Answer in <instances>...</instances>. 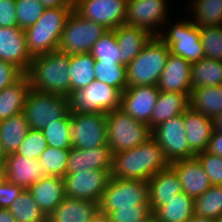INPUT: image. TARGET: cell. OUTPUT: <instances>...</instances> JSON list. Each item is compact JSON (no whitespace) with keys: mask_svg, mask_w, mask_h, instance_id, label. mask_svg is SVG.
I'll return each mask as SVG.
<instances>
[{"mask_svg":"<svg viewBox=\"0 0 222 222\" xmlns=\"http://www.w3.org/2000/svg\"><path fill=\"white\" fill-rule=\"evenodd\" d=\"M169 55V47L158 36H152L142 51L126 65L127 87L157 86Z\"/></svg>","mask_w":222,"mask_h":222,"instance_id":"4","label":"cell"},{"mask_svg":"<svg viewBox=\"0 0 222 222\" xmlns=\"http://www.w3.org/2000/svg\"><path fill=\"white\" fill-rule=\"evenodd\" d=\"M70 58V54L60 50L33 57L26 73L30 88L68 97L71 93Z\"/></svg>","mask_w":222,"mask_h":222,"instance_id":"2","label":"cell"},{"mask_svg":"<svg viewBox=\"0 0 222 222\" xmlns=\"http://www.w3.org/2000/svg\"><path fill=\"white\" fill-rule=\"evenodd\" d=\"M28 190L40 209L48 216L65 198L64 178L45 176Z\"/></svg>","mask_w":222,"mask_h":222,"instance_id":"25","label":"cell"},{"mask_svg":"<svg viewBox=\"0 0 222 222\" xmlns=\"http://www.w3.org/2000/svg\"><path fill=\"white\" fill-rule=\"evenodd\" d=\"M193 23L199 28L222 25V0H194Z\"/></svg>","mask_w":222,"mask_h":222,"instance_id":"37","label":"cell"},{"mask_svg":"<svg viewBox=\"0 0 222 222\" xmlns=\"http://www.w3.org/2000/svg\"><path fill=\"white\" fill-rule=\"evenodd\" d=\"M29 130L24 113L0 121V143L6 155L16 153Z\"/></svg>","mask_w":222,"mask_h":222,"instance_id":"30","label":"cell"},{"mask_svg":"<svg viewBox=\"0 0 222 222\" xmlns=\"http://www.w3.org/2000/svg\"><path fill=\"white\" fill-rule=\"evenodd\" d=\"M110 177L111 171L93 169L66 174L64 176L65 196L98 203Z\"/></svg>","mask_w":222,"mask_h":222,"instance_id":"14","label":"cell"},{"mask_svg":"<svg viewBox=\"0 0 222 222\" xmlns=\"http://www.w3.org/2000/svg\"><path fill=\"white\" fill-rule=\"evenodd\" d=\"M160 90L157 86L127 87L121 93L120 108L133 119L149 126Z\"/></svg>","mask_w":222,"mask_h":222,"instance_id":"16","label":"cell"},{"mask_svg":"<svg viewBox=\"0 0 222 222\" xmlns=\"http://www.w3.org/2000/svg\"><path fill=\"white\" fill-rule=\"evenodd\" d=\"M216 222H222V214L216 219Z\"/></svg>","mask_w":222,"mask_h":222,"instance_id":"58","label":"cell"},{"mask_svg":"<svg viewBox=\"0 0 222 222\" xmlns=\"http://www.w3.org/2000/svg\"><path fill=\"white\" fill-rule=\"evenodd\" d=\"M150 212L149 205H135L133 208H117L108 216L111 222H141Z\"/></svg>","mask_w":222,"mask_h":222,"instance_id":"45","label":"cell"},{"mask_svg":"<svg viewBox=\"0 0 222 222\" xmlns=\"http://www.w3.org/2000/svg\"><path fill=\"white\" fill-rule=\"evenodd\" d=\"M3 168L5 179L23 189H29L34 183L46 176L39 160L16 153L6 155Z\"/></svg>","mask_w":222,"mask_h":222,"instance_id":"19","label":"cell"},{"mask_svg":"<svg viewBox=\"0 0 222 222\" xmlns=\"http://www.w3.org/2000/svg\"><path fill=\"white\" fill-rule=\"evenodd\" d=\"M169 166L162 148L151 137L144 144L113 154L111 177L148 181Z\"/></svg>","mask_w":222,"mask_h":222,"instance_id":"1","label":"cell"},{"mask_svg":"<svg viewBox=\"0 0 222 222\" xmlns=\"http://www.w3.org/2000/svg\"><path fill=\"white\" fill-rule=\"evenodd\" d=\"M73 9L74 5L45 8L36 23L24 30L32 57L58 50L62 31Z\"/></svg>","mask_w":222,"mask_h":222,"instance_id":"3","label":"cell"},{"mask_svg":"<svg viewBox=\"0 0 222 222\" xmlns=\"http://www.w3.org/2000/svg\"><path fill=\"white\" fill-rule=\"evenodd\" d=\"M0 222H16L9 209L0 208Z\"/></svg>","mask_w":222,"mask_h":222,"instance_id":"51","label":"cell"},{"mask_svg":"<svg viewBox=\"0 0 222 222\" xmlns=\"http://www.w3.org/2000/svg\"><path fill=\"white\" fill-rule=\"evenodd\" d=\"M189 108L214 118L222 113V85L194 88L189 95Z\"/></svg>","mask_w":222,"mask_h":222,"instance_id":"29","label":"cell"},{"mask_svg":"<svg viewBox=\"0 0 222 222\" xmlns=\"http://www.w3.org/2000/svg\"><path fill=\"white\" fill-rule=\"evenodd\" d=\"M128 0H74V10L83 18L114 30L125 23Z\"/></svg>","mask_w":222,"mask_h":222,"instance_id":"13","label":"cell"},{"mask_svg":"<svg viewBox=\"0 0 222 222\" xmlns=\"http://www.w3.org/2000/svg\"><path fill=\"white\" fill-rule=\"evenodd\" d=\"M70 112L107 113L120 108L121 93L101 81H93L89 86L74 90L68 96Z\"/></svg>","mask_w":222,"mask_h":222,"instance_id":"9","label":"cell"},{"mask_svg":"<svg viewBox=\"0 0 222 222\" xmlns=\"http://www.w3.org/2000/svg\"><path fill=\"white\" fill-rule=\"evenodd\" d=\"M23 74L15 65L0 60V91L17 81Z\"/></svg>","mask_w":222,"mask_h":222,"instance_id":"47","label":"cell"},{"mask_svg":"<svg viewBox=\"0 0 222 222\" xmlns=\"http://www.w3.org/2000/svg\"><path fill=\"white\" fill-rule=\"evenodd\" d=\"M95 80L116 88L122 93L127 88L126 65L123 63L95 61Z\"/></svg>","mask_w":222,"mask_h":222,"instance_id":"36","label":"cell"},{"mask_svg":"<svg viewBox=\"0 0 222 222\" xmlns=\"http://www.w3.org/2000/svg\"><path fill=\"white\" fill-rule=\"evenodd\" d=\"M135 205H149L147 181L110 177L98 202V211L109 215L117 208H133Z\"/></svg>","mask_w":222,"mask_h":222,"instance_id":"7","label":"cell"},{"mask_svg":"<svg viewBox=\"0 0 222 222\" xmlns=\"http://www.w3.org/2000/svg\"><path fill=\"white\" fill-rule=\"evenodd\" d=\"M155 214L160 222H187L194 215V199L184 192L178 193Z\"/></svg>","mask_w":222,"mask_h":222,"instance_id":"32","label":"cell"},{"mask_svg":"<svg viewBox=\"0 0 222 222\" xmlns=\"http://www.w3.org/2000/svg\"><path fill=\"white\" fill-rule=\"evenodd\" d=\"M70 127L71 112H69L64 118L47 125V127L42 130L47 141V146L70 150L73 147L70 139Z\"/></svg>","mask_w":222,"mask_h":222,"instance_id":"38","label":"cell"},{"mask_svg":"<svg viewBox=\"0 0 222 222\" xmlns=\"http://www.w3.org/2000/svg\"><path fill=\"white\" fill-rule=\"evenodd\" d=\"M90 222H111V219L107 214L97 211Z\"/></svg>","mask_w":222,"mask_h":222,"instance_id":"52","label":"cell"},{"mask_svg":"<svg viewBox=\"0 0 222 222\" xmlns=\"http://www.w3.org/2000/svg\"><path fill=\"white\" fill-rule=\"evenodd\" d=\"M192 89L222 85V61L202 58L191 66Z\"/></svg>","mask_w":222,"mask_h":222,"instance_id":"31","label":"cell"},{"mask_svg":"<svg viewBox=\"0 0 222 222\" xmlns=\"http://www.w3.org/2000/svg\"><path fill=\"white\" fill-rule=\"evenodd\" d=\"M5 159H6V154L4 153L2 145L0 143V167L4 166Z\"/></svg>","mask_w":222,"mask_h":222,"instance_id":"56","label":"cell"},{"mask_svg":"<svg viewBox=\"0 0 222 222\" xmlns=\"http://www.w3.org/2000/svg\"><path fill=\"white\" fill-rule=\"evenodd\" d=\"M108 146L113 154L144 144L152 137L149 126L121 108L106 113Z\"/></svg>","mask_w":222,"mask_h":222,"instance_id":"5","label":"cell"},{"mask_svg":"<svg viewBox=\"0 0 222 222\" xmlns=\"http://www.w3.org/2000/svg\"><path fill=\"white\" fill-rule=\"evenodd\" d=\"M116 42L121 50V62L129 64L143 49L152 35L145 29L121 24L114 29Z\"/></svg>","mask_w":222,"mask_h":222,"instance_id":"26","label":"cell"},{"mask_svg":"<svg viewBox=\"0 0 222 222\" xmlns=\"http://www.w3.org/2000/svg\"><path fill=\"white\" fill-rule=\"evenodd\" d=\"M222 214V185H212L194 199V215L216 220Z\"/></svg>","mask_w":222,"mask_h":222,"instance_id":"35","label":"cell"},{"mask_svg":"<svg viewBox=\"0 0 222 222\" xmlns=\"http://www.w3.org/2000/svg\"><path fill=\"white\" fill-rule=\"evenodd\" d=\"M18 27L25 30L42 16L45 7L39 0H15Z\"/></svg>","mask_w":222,"mask_h":222,"instance_id":"42","label":"cell"},{"mask_svg":"<svg viewBox=\"0 0 222 222\" xmlns=\"http://www.w3.org/2000/svg\"><path fill=\"white\" fill-rule=\"evenodd\" d=\"M149 206L151 212H156L161 206L166 205V201L176 197L183 192L176 172L169 166L167 169L159 171L148 181Z\"/></svg>","mask_w":222,"mask_h":222,"instance_id":"22","label":"cell"},{"mask_svg":"<svg viewBox=\"0 0 222 222\" xmlns=\"http://www.w3.org/2000/svg\"><path fill=\"white\" fill-rule=\"evenodd\" d=\"M15 0H0V27H18Z\"/></svg>","mask_w":222,"mask_h":222,"instance_id":"46","label":"cell"},{"mask_svg":"<svg viewBox=\"0 0 222 222\" xmlns=\"http://www.w3.org/2000/svg\"><path fill=\"white\" fill-rule=\"evenodd\" d=\"M24 189L19 185L5 181L0 185V208L8 209L13 200L17 198Z\"/></svg>","mask_w":222,"mask_h":222,"instance_id":"48","label":"cell"},{"mask_svg":"<svg viewBox=\"0 0 222 222\" xmlns=\"http://www.w3.org/2000/svg\"><path fill=\"white\" fill-rule=\"evenodd\" d=\"M187 222H216V220L193 215Z\"/></svg>","mask_w":222,"mask_h":222,"instance_id":"54","label":"cell"},{"mask_svg":"<svg viewBox=\"0 0 222 222\" xmlns=\"http://www.w3.org/2000/svg\"><path fill=\"white\" fill-rule=\"evenodd\" d=\"M170 167L178 175L183 192L193 199L201 196L212 186L197 157L174 161L170 163Z\"/></svg>","mask_w":222,"mask_h":222,"instance_id":"18","label":"cell"},{"mask_svg":"<svg viewBox=\"0 0 222 222\" xmlns=\"http://www.w3.org/2000/svg\"><path fill=\"white\" fill-rule=\"evenodd\" d=\"M8 209L16 222H47V216L28 189H24Z\"/></svg>","mask_w":222,"mask_h":222,"instance_id":"34","label":"cell"},{"mask_svg":"<svg viewBox=\"0 0 222 222\" xmlns=\"http://www.w3.org/2000/svg\"><path fill=\"white\" fill-rule=\"evenodd\" d=\"M95 59L90 53L71 55L69 73L71 75V92L89 86L95 81Z\"/></svg>","mask_w":222,"mask_h":222,"instance_id":"33","label":"cell"},{"mask_svg":"<svg viewBox=\"0 0 222 222\" xmlns=\"http://www.w3.org/2000/svg\"><path fill=\"white\" fill-rule=\"evenodd\" d=\"M5 181V172L4 168L0 167V185Z\"/></svg>","mask_w":222,"mask_h":222,"instance_id":"57","label":"cell"},{"mask_svg":"<svg viewBox=\"0 0 222 222\" xmlns=\"http://www.w3.org/2000/svg\"><path fill=\"white\" fill-rule=\"evenodd\" d=\"M45 8L73 5L74 0H39Z\"/></svg>","mask_w":222,"mask_h":222,"instance_id":"50","label":"cell"},{"mask_svg":"<svg viewBox=\"0 0 222 222\" xmlns=\"http://www.w3.org/2000/svg\"><path fill=\"white\" fill-rule=\"evenodd\" d=\"M70 112L69 99L65 95L39 92L30 89L23 113L29 128L42 131L47 125L64 118Z\"/></svg>","mask_w":222,"mask_h":222,"instance_id":"6","label":"cell"},{"mask_svg":"<svg viewBox=\"0 0 222 222\" xmlns=\"http://www.w3.org/2000/svg\"><path fill=\"white\" fill-rule=\"evenodd\" d=\"M141 222H160V221L154 212H150L149 215Z\"/></svg>","mask_w":222,"mask_h":222,"instance_id":"55","label":"cell"},{"mask_svg":"<svg viewBox=\"0 0 222 222\" xmlns=\"http://www.w3.org/2000/svg\"><path fill=\"white\" fill-rule=\"evenodd\" d=\"M107 30L103 25L83 18L73 9L62 31L58 50L70 55L90 53Z\"/></svg>","mask_w":222,"mask_h":222,"instance_id":"8","label":"cell"},{"mask_svg":"<svg viewBox=\"0 0 222 222\" xmlns=\"http://www.w3.org/2000/svg\"><path fill=\"white\" fill-rule=\"evenodd\" d=\"M189 108V96L181 92L160 91L149 122L152 131L173 116L183 114Z\"/></svg>","mask_w":222,"mask_h":222,"instance_id":"27","label":"cell"},{"mask_svg":"<svg viewBox=\"0 0 222 222\" xmlns=\"http://www.w3.org/2000/svg\"><path fill=\"white\" fill-rule=\"evenodd\" d=\"M166 0H128L125 24L147 30L152 36L160 32L155 30L167 19Z\"/></svg>","mask_w":222,"mask_h":222,"instance_id":"15","label":"cell"},{"mask_svg":"<svg viewBox=\"0 0 222 222\" xmlns=\"http://www.w3.org/2000/svg\"><path fill=\"white\" fill-rule=\"evenodd\" d=\"M206 152L222 157V131H213Z\"/></svg>","mask_w":222,"mask_h":222,"instance_id":"49","label":"cell"},{"mask_svg":"<svg viewBox=\"0 0 222 222\" xmlns=\"http://www.w3.org/2000/svg\"><path fill=\"white\" fill-rule=\"evenodd\" d=\"M152 138L160 145L166 160L170 163L196 157L190 150L186 129L184 126V113L176 115L155 127Z\"/></svg>","mask_w":222,"mask_h":222,"instance_id":"10","label":"cell"},{"mask_svg":"<svg viewBox=\"0 0 222 222\" xmlns=\"http://www.w3.org/2000/svg\"><path fill=\"white\" fill-rule=\"evenodd\" d=\"M98 211V203L65 196L47 216V222H90Z\"/></svg>","mask_w":222,"mask_h":222,"instance_id":"24","label":"cell"},{"mask_svg":"<svg viewBox=\"0 0 222 222\" xmlns=\"http://www.w3.org/2000/svg\"><path fill=\"white\" fill-rule=\"evenodd\" d=\"M112 161L113 153L108 145L90 149L72 147L68 156L66 174L91 169L111 171Z\"/></svg>","mask_w":222,"mask_h":222,"instance_id":"21","label":"cell"},{"mask_svg":"<svg viewBox=\"0 0 222 222\" xmlns=\"http://www.w3.org/2000/svg\"><path fill=\"white\" fill-rule=\"evenodd\" d=\"M214 130L222 131V113L213 118Z\"/></svg>","mask_w":222,"mask_h":222,"instance_id":"53","label":"cell"},{"mask_svg":"<svg viewBox=\"0 0 222 222\" xmlns=\"http://www.w3.org/2000/svg\"><path fill=\"white\" fill-rule=\"evenodd\" d=\"M201 162L211 185H222V157L203 151L196 155Z\"/></svg>","mask_w":222,"mask_h":222,"instance_id":"44","label":"cell"},{"mask_svg":"<svg viewBox=\"0 0 222 222\" xmlns=\"http://www.w3.org/2000/svg\"><path fill=\"white\" fill-rule=\"evenodd\" d=\"M90 54L100 62L122 63L115 31L107 30L93 45Z\"/></svg>","mask_w":222,"mask_h":222,"instance_id":"40","label":"cell"},{"mask_svg":"<svg viewBox=\"0 0 222 222\" xmlns=\"http://www.w3.org/2000/svg\"><path fill=\"white\" fill-rule=\"evenodd\" d=\"M32 59L25 31L19 27H0V60L15 65L26 74Z\"/></svg>","mask_w":222,"mask_h":222,"instance_id":"17","label":"cell"},{"mask_svg":"<svg viewBox=\"0 0 222 222\" xmlns=\"http://www.w3.org/2000/svg\"><path fill=\"white\" fill-rule=\"evenodd\" d=\"M70 139L80 149L107 146L106 114L71 112Z\"/></svg>","mask_w":222,"mask_h":222,"instance_id":"11","label":"cell"},{"mask_svg":"<svg viewBox=\"0 0 222 222\" xmlns=\"http://www.w3.org/2000/svg\"><path fill=\"white\" fill-rule=\"evenodd\" d=\"M205 58L222 61V25L200 28Z\"/></svg>","mask_w":222,"mask_h":222,"instance_id":"41","label":"cell"},{"mask_svg":"<svg viewBox=\"0 0 222 222\" xmlns=\"http://www.w3.org/2000/svg\"><path fill=\"white\" fill-rule=\"evenodd\" d=\"M158 37L169 47L170 53L183 57L191 64L205 58L200 28L191 21H178L166 34H159Z\"/></svg>","mask_w":222,"mask_h":222,"instance_id":"12","label":"cell"},{"mask_svg":"<svg viewBox=\"0 0 222 222\" xmlns=\"http://www.w3.org/2000/svg\"><path fill=\"white\" fill-rule=\"evenodd\" d=\"M30 89L29 78L27 74H23L17 81L0 91V121L23 112Z\"/></svg>","mask_w":222,"mask_h":222,"instance_id":"28","label":"cell"},{"mask_svg":"<svg viewBox=\"0 0 222 222\" xmlns=\"http://www.w3.org/2000/svg\"><path fill=\"white\" fill-rule=\"evenodd\" d=\"M70 150L57 149L50 146L41 154L39 161L46 176L64 178Z\"/></svg>","mask_w":222,"mask_h":222,"instance_id":"39","label":"cell"},{"mask_svg":"<svg viewBox=\"0 0 222 222\" xmlns=\"http://www.w3.org/2000/svg\"><path fill=\"white\" fill-rule=\"evenodd\" d=\"M47 148V141L43 132L29 128L24 141L20 144L16 154L27 158L39 160L41 154Z\"/></svg>","mask_w":222,"mask_h":222,"instance_id":"43","label":"cell"},{"mask_svg":"<svg viewBox=\"0 0 222 222\" xmlns=\"http://www.w3.org/2000/svg\"><path fill=\"white\" fill-rule=\"evenodd\" d=\"M184 126L190 150L195 155L206 151L214 131L213 118L188 108L184 112Z\"/></svg>","mask_w":222,"mask_h":222,"instance_id":"23","label":"cell"},{"mask_svg":"<svg viewBox=\"0 0 222 222\" xmlns=\"http://www.w3.org/2000/svg\"><path fill=\"white\" fill-rule=\"evenodd\" d=\"M191 66L183 57L170 53L157 88L163 92H181L189 96L192 90Z\"/></svg>","mask_w":222,"mask_h":222,"instance_id":"20","label":"cell"}]
</instances>
